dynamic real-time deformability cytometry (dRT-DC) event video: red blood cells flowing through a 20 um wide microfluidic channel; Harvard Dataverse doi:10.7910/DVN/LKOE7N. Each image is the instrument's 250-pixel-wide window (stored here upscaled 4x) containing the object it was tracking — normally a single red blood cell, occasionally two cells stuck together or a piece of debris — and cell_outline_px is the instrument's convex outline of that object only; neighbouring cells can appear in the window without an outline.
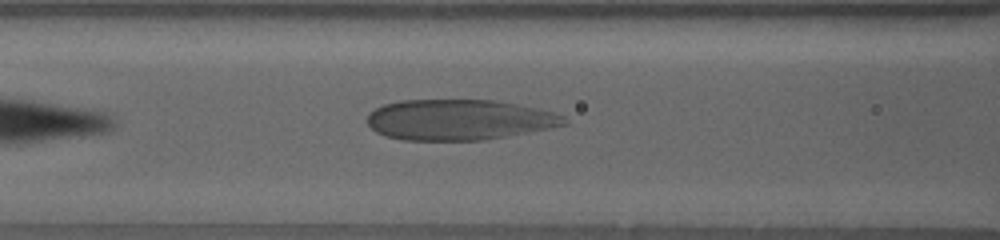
{"species": "human", "species_latin": "Homo sapiens", "temperature_condition": "warm", "stored_images_in_passage": 20, "camera_frame_rate_fps": 3000, "um_per_image_px": 0.085, "donor": {"sex": "female"}, "frame": {"image": 1, "passage_image": 6, "time_ms": 2.0, "image_size_px": [1000, 240], "cell_outline_px": [[568, 124], [488, 140], [404, 140], [384, 136], [376, 132], [368, 124], [368, 116], [376, 108], [384, 104], [400, 100], [492, 100], [516, 104], [552, 112], [564, 116], [568, 120]], "centroid_in_image_um": [39.01, 10.18], "position_along_channel_um": 127.6, "area_um2": 46.41}}